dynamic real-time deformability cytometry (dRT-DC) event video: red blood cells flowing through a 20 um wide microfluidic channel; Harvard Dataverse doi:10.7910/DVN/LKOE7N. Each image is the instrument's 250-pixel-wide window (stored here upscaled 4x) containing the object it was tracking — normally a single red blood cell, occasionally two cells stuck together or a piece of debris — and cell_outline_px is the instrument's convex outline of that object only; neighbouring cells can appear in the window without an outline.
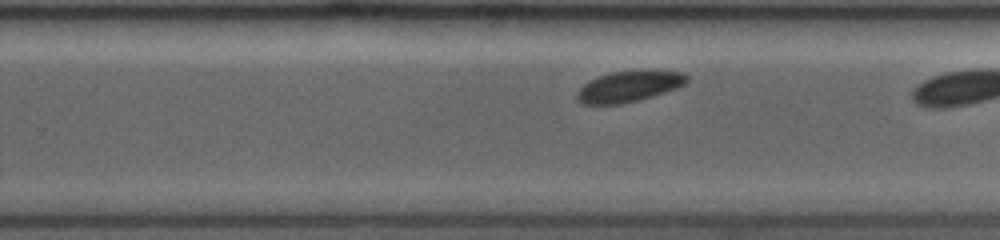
{"species": "common noctule bat (a hibernating species)", "species_latin": "Nyctalus noctula", "temperature_condition": "room temperature", "stored_images_in_passage": 15, "camera_frame_rate_fps": 3500, "um_per_image_px": 0.085, "animal": {"sex": "female", "body_mass_g": 19.0, "forearm_length_mm": 53.3}, "frame": {"image": 1, "passage_image": 13, "time_ms": 4.0, "image_size_px": [1000, 240], "cell_outline_px": [[688, 80], [684, 84], [676, 88], [652, 96], [620, 104], [580, 104], [576, 100], [576, 92], [588, 80], [612, 72], [648, 68], [680, 72], [688, 76]], "centroid_in_image_um": [53.45, 7.31], "position_along_channel_um": 276.4, "area_um2": 20.11}}